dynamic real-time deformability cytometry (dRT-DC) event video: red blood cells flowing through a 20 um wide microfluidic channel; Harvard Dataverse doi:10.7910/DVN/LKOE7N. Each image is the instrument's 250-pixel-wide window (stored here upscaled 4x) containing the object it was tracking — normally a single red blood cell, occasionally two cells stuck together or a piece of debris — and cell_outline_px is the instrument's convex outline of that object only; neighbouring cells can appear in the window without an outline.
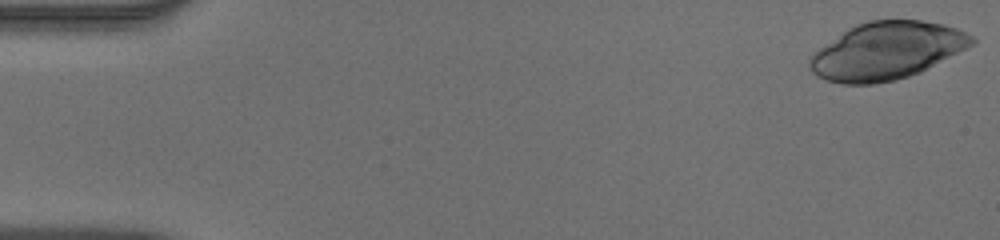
{"species": "human", "species_latin": "Homo sapiens", "temperature_condition": "warm", "stored_images_in_passage": 51, "camera_frame_rate_fps": 3000, "um_per_image_px": 0.085, "donor": {"sex": "male"}, "frame": {"image": 1, "passage_image": 1, "time_ms": 0.0, "image_size_px": [1000, 240], "cell_outline_px": [[976, 44], [920, 72], [896, 80], [872, 84], [840, 84], [816, 76], [808, 68], [808, 60], [812, 52], [848, 28], [856, 24], [868, 20], [920, 20], [944, 24], [956, 28], [972, 36], [976, 40]], "centroid_in_image_um": [75.34, 4.32], "position_along_channel_um": 9.7, "area_um2": 54.51}}